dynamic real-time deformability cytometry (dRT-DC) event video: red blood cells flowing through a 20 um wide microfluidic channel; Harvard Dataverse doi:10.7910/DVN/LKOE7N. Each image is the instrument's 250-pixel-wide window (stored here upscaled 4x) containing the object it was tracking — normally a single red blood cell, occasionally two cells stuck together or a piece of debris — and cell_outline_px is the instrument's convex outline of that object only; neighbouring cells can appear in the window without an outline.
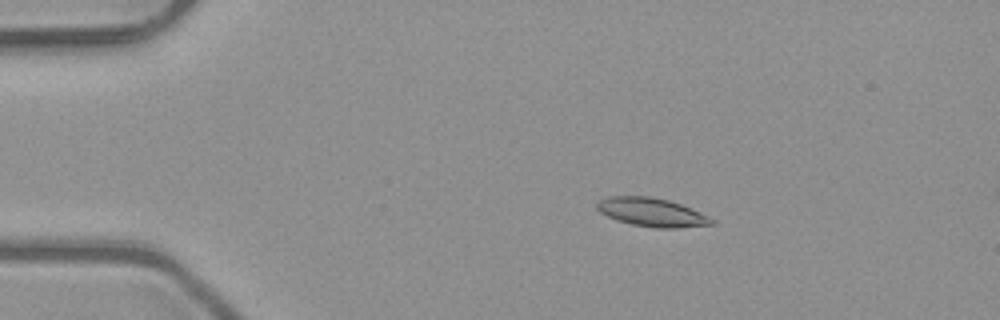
{"species": "common noctule bat (a hibernating species)", "species_latin": "Nyctalus noctula", "temperature_condition": "room temperature", "stored_images_in_passage": 49, "camera_frame_rate_fps": 3000, "um_per_image_px": 0.085, "animal": {"sex": "male", "body_mass_g": 23.1, "forearm_length_mm": 52.7}, "frame": {"image": 1, "passage_image": 7, "time_ms": 2.0, "image_size_px": [1000, 320], "cell_outline_px": [[716, 224], [680, 228], [652, 228], [632, 224], [616, 220], [600, 212], [596, 208], [596, 204], [600, 200], [608, 196], [648, 196], [668, 200], [680, 204], [708, 216], [716, 220]], "centroid_in_image_um": [55.41, 18.05], "position_along_channel_um": 29.6, "area_um2": 19.13}}
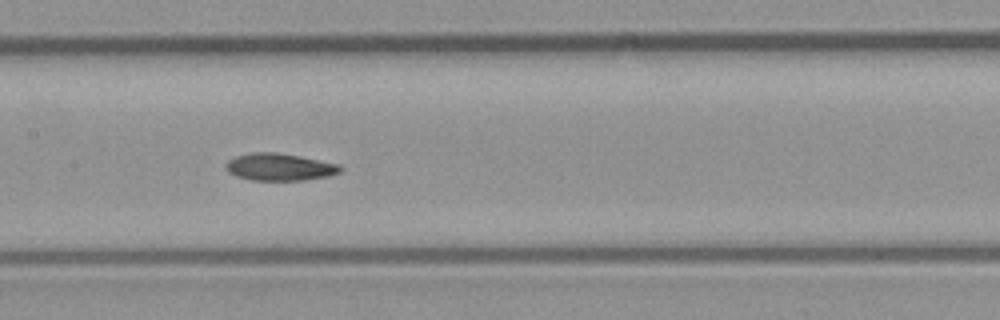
{"frame": {"image": 2, "passage_image": 23, "time_ms": 7.333, "image_size_px": [1000, 320], "cell_outline_px": [[344, 168], [340, 172], [328, 176], [304, 180], [252, 180], [236, 176], [228, 172], [224, 168], [224, 164], [228, 160], [236, 156], [252, 152], [276, 152], [300, 156], [340, 164]], "centroid_in_image_um": [23.75, 14.19], "position_along_channel_um": 183.6, "area_um2": 18.32}}
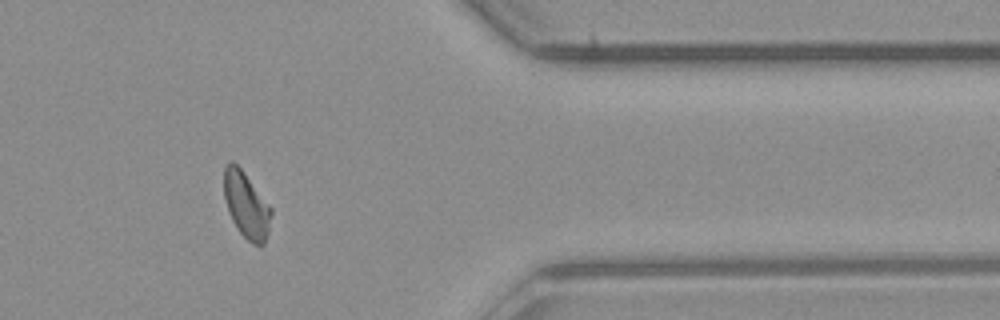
{"frame": {"image": 3, "passage_image": 40, "time_ms": 13.0, "image_size_px": [1000, 320], "cell_outline_px": [[272, 212], [268, 232], [264, 244], [260, 248], [252, 244], [240, 232], [232, 220], [228, 212], [224, 196], [224, 168], [228, 160], [232, 160], [240, 168], [272, 208]], "centroid_in_image_um": [20.93, 17.45], "position_along_channel_um": 390.5, "area_um2": 18.15}, "authors_computed_cell_mechanics": {"area_um2": 18.2648, "velocity_mm_per_s": 4.0212, "shape_relaxation_time_tau1_ms": null, "shape_relaxation_time_tau2_ms": 3.7201, "deformation_change_tau1": null, "deformation_change_tau2": 0.0978}}